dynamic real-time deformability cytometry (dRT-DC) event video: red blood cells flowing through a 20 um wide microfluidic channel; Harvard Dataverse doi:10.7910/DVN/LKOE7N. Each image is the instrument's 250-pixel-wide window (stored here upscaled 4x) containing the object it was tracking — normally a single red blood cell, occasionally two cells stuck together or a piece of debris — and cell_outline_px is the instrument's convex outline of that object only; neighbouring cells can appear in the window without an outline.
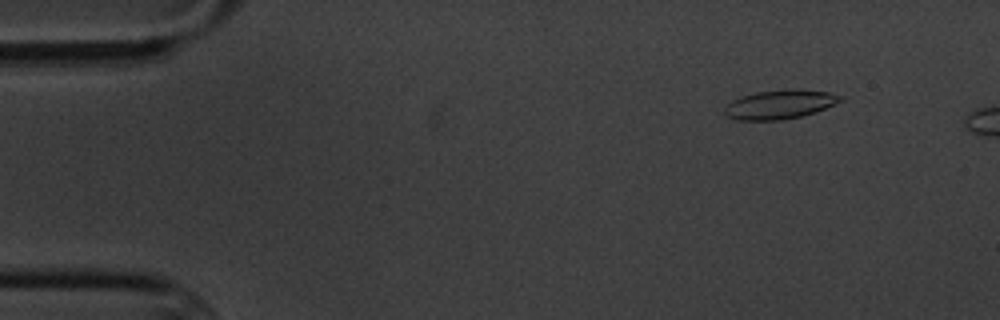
{"species": "common noctule bat (a hibernating species)", "species_latin": "Nyctalus noctula", "temperature_condition": "cold", "stored_images_in_passage": 4, "camera_frame_rate_fps": 3000, "um_per_image_px": 0.085, "animal": {"sex": "male", "body_mass_g": 20.1, "forearm_length_mm": 53.5}, "frame": {"image": 1, "passage_image": 1, "time_ms": 0.0, "image_size_px": [1000, 320], "cell_outline_px": [[844, 100], [836, 104], [816, 112], [784, 120], [736, 120], [728, 116], [724, 112], [724, 108], [732, 100], [740, 96], [756, 92], [792, 88], [800, 88], [828, 92], [844, 96]], "centroid_in_image_um": [66.33, 8.86], "position_along_channel_um": 18.7, "area_um2": 19.94}}